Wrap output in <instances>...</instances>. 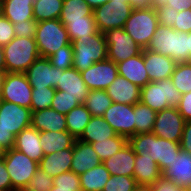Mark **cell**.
I'll use <instances>...</instances> for the list:
<instances>
[{
	"label": "cell",
	"instance_id": "obj_1",
	"mask_svg": "<svg viewBox=\"0 0 191 191\" xmlns=\"http://www.w3.org/2000/svg\"><path fill=\"white\" fill-rule=\"evenodd\" d=\"M128 144L136 155H148L163 171L180 150V143L162 139L153 132L136 134L128 138Z\"/></svg>",
	"mask_w": 191,
	"mask_h": 191
},
{
	"label": "cell",
	"instance_id": "obj_2",
	"mask_svg": "<svg viewBox=\"0 0 191 191\" xmlns=\"http://www.w3.org/2000/svg\"><path fill=\"white\" fill-rule=\"evenodd\" d=\"M147 50L171 57L178 62H191L188 33L175 31L171 27L158 25Z\"/></svg>",
	"mask_w": 191,
	"mask_h": 191
},
{
	"label": "cell",
	"instance_id": "obj_3",
	"mask_svg": "<svg viewBox=\"0 0 191 191\" xmlns=\"http://www.w3.org/2000/svg\"><path fill=\"white\" fill-rule=\"evenodd\" d=\"M73 47V68L82 72L94 63L107 59V43L104 33L80 37L71 42Z\"/></svg>",
	"mask_w": 191,
	"mask_h": 191
},
{
	"label": "cell",
	"instance_id": "obj_4",
	"mask_svg": "<svg viewBox=\"0 0 191 191\" xmlns=\"http://www.w3.org/2000/svg\"><path fill=\"white\" fill-rule=\"evenodd\" d=\"M2 48L6 72L10 73H25L40 57L34 38L15 37Z\"/></svg>",
	"mask_w": 191,
	"mask_h": 191
},
{
	"label": "cell",
	"instance_id": "obj_5",
	"mask_svg": "<svg viewBox=\"0 0 191 191\" xmlns=\"http://www.w3.org/2000/svg\"><path fill=\"white\" fill-rule=\"evenodd\" d=\"M40 57L48 58L60 47L71 43L68 32L59 19L37 22L34 37Z\"/></svg>",
	"mask_w": 191,
	"mask_h": 191
},
{
	"label": "cell",
	"instance_id": "obj_6",
	"mask_svg": "<svg viewBox=\"0 0 191 191\" xmlns=\"http://www.w3.org/2000/svg\"><path fill=\"white\" fill-rule=\"evenodd\" d=\"M181 96L171 79L148 82L141 88V102L156 113L170 107H177Z\"/></svg>",
	"mask_w": 191,
	"mask_h": 191
},
{
	"label": "cell",
	"instance_id": "obj_7",
	"mask_svg": "<svg viewBox=\"0 0 191 191\" xmlns=\"http://www.w3.org/2000/svg\"><path fill=\"white\" fill-rule=\"evenodd\" d=\"M158 27L155 9L147 7L133 9L123 26L125 32L142 48H147Z\"/></svg>",
	"mask_w": 191,
	"mask_h": 191
},
{
	"label": "cell",
	"instance_id": "obj_8",
	"mask_svg": "<svg viewBox=\"0 0 191 191\" xmlns=\"http://www.w3.org/2000/svg\"><path fill=\"white\" fill-rule=\"evenodd\" d=\"M0 155L4 158L12 187L16 191L26 188L29 181L37 172L39 163L15 148L8 149Z\"/></svg>",
	"mask_w": 191,
	"mask_h": 191
},
{
	"label": "cell",
	"instance_id": "obj_9",
	"mask_svg": "<svg viewBox=\"0 0 191 191\" xmlns=\"http://www.w3.org/2000/svg\"><path fill=\"white\" fill-rule=\"evenodd\" d=\"M129 0H110L93 10L98 31L105 33L110 29L122 28L132 13Z\"/></svg>",
	"mask_w": 191,
	"mask_h": 191
},
{
	"label": "cell",
	"instance_id": "obj_10",
	"mask_svg": "<svg viewBox=\"0 0 191 191\" xmlns=\"http://www.w3.org/2000/svg\"><path fill=\"white\" fill-rule=\"evenodd\" d=\"M107 43V59L120 63L138 55L142 48L122 28L110 29L104 33Z\"/></svg>",
	"mask_w": 191,
	"mask_h": 191
},
{
	"label": "cell",
	"instance_id": "obj_11",
	"mask_svg": "<svg viewBox=\"0 0 191 191\" xmlns=\"http://www.w3.org/2000/svg\"><path fill=\"white\" fill-rule=\"evenodd\" d=\"M32 87L25 73L6 72L2 84L0 100L30 108Z\"/></svg>",
	"mask_w": 191,
	"mask_h": 191
},
{
	"label": "cell",
	"instance_id": "obj_12",
	"mask_svg": "<svg viewBox=\"0 0 191 191\" xmlns=\"http://www.w3.org/2000/svg\"><path fill=\"white\" fill-rule=\"evenodd\" d=\"M185 122L177 107H170L156 113L152 132L159 138L180 143Z\"/></svg>",
	"mask_w": 191,
	"mask_h": 191
},
{
	"label": "cell",
	"instance_id": "obj_13",
	"mask_svg": "<svg viewBox=\"0 0 191 191\" xmlns=\"http://www.w3.org/2000/svg\"><path fill=\"white\" fill-rule=\"evenodd\" d=\"M31 118L30 108L0 100V130L10 131L16 136L21 130L31 126Z\"/></svg>",
	"mask_w": 191,
	"mask_h": 191
},
{
	"label": "cell",
	"instance_id": "obj_14",
	"mask_svg": "<svg viewBox=\"0 0 191 191\" xmlns=\"http://www.w3.org/2000/svg\"><path fill=\"white\" fill-rule=\"evenodd\" d=\"M103 118L117 135H122L127 139L135 135L134 105L112 103L105 111Z\"/></svg>",
	"mask_w": 191,
	"mask_h": 191
},
{
	"label": "cell",
	"instance_id": "obj_15",
	"mask_svg": "<svg viewBox=\"0 0 191 191\" xmlns=\"http://www.w3.org/2000/svg\"><path fill=\"white\" fill-rule=\"evenodd\" d=\"M81 75L89 90H105L118 77V68L116 63L106 59L94 63Z\"/></svg>",
	"mask_w": 191,
	"mask_h": 191
},
{
	"label": "cell",
	"instance_id": "obj_16",
	"mask_svg": "<svg viewBox=\"0 0 191 191\" xmlns=\"http://www.w3.org/2000/svg\"><path fill=\"white\" fill-rule=\"evenodd\" d=\"M63 70L51 65L48 58L39 57L26 71L25 75L32 88H55Z\"/></svg>",
	"mask_w": 191,
	"mask_h": 191
},
{
	"label": "cell",
	"instance_id": "obj_17",
	"mask_svg": "<svg viewBox=\"0 0 191 191\" xmlns=\"http://www.w3.org/2000/svg\"><path fill=\"white\" fill-rule=\"evenodd\" d=\"M144 65L151 82L170 79L177 62L171 57L144 49Z\"/></svg>",
	"mask_w": 191,
	"mask_h": 191
},
{
	"label": "cell",
	"instance_id": "obj_18",
	"mask_svg": "<svg viewBox=\"0 0 191 191\" xmlns=\"http://www.w3.org/2000/svg\"><path fill=\"white\" fill-rule=\"evenodd\" d=\"M162 176L182 188L191 189V154L181 149L162 171Z\"/></svg>",
	"mask_w": 191,
	"mask_h": 191
},
{
	"label": "cell",
	"instance_id": "obj_19",
	"mask_svg": "<svg viewBox=\"0 0 191 191\" xmlns=\"http://www.w3.org/2000/svg\"><path fill=\"white\" fill-rule=\"evenodd\" d=\"M101 163V159L90 143L75 139L70 171L76 175H81Z\"/></svg>",
	"mask_w": 191,
	"mask_h": 191
},
{
	"label": "cell",
	"instance_id": "obj_20",
	"mask_svg": "<svg viewBox=\"0 0 191 191\" xmlns=\"http://www.w3.org/2000/svg\"><path fill=\"white\" fill-rule=\"evenodd\" d=\"M105 91L113 103L135 105L141 101V88L120 75Z\"/></svg>",
	"mask_w": 191,
	"mask_h": 191
},
{
	"label": "cell",
	"instance_id": "obj_21",
	"mask_svg": "<svg viewBox=\"0 0 191 191\" xmlns=\"http://www.w3.org/2000/svg\"><path fill=\"white\" fill-rule=\"evenodd\" d=\"M56 90L66 91L71 97L77 98L80 104H84L89 89L82 79L81 72L75 68L63 70L60 74Z\"/></svg>",
	"mask_w": 191,
	"mask_h": 191
},
{
	"label": "cell",
	"instance_id": "obj_22",
	"mask_svg": "<svg viewBox=\"0 0 191 191\" xmlns=\"http://www.w3.org/2000/svg\"><path fill=\"white\" fill-rule=\"evenodd\" d=\"M117 68L118 75L123 76L140 88L151 82L144 65V49L138 55L117 63Z\"/></svg>",
	"mask_w": 191,
	"mask_h": 191
},
{
	"label": "cell",
	"instance_id": "obj_23",
	"mask_svg": "<svg viewBox=\"0 0 191 191\" xmlns=\"http://www.w3.org/2000/svg\"><path fill=\"white\" fill-rule=\"evenodd\" d=\"M13 148L24 153L37 163L44 157L40 143V132L32 126L21 130L16 135Z\"/></svg>",
	"mask_w": 191,
	"mask_h": 191
},
{
	"label": "cell",
	"instance_id": "obj_24",
	"mask_svg": "<svg viewBox=\"0 0 191 191\" xmlns=\"http://www.w3.org/2000/svg\"><path fill=\"white\" fill-rule=\"evenodd\" d=\"M136 154L128 142L102 163L111 175L133 176Z\"/></svg>",
	"mask_w": 191,
	"mask_h": 191
},
{
	"label": "cell",
	"instance_id": "obj_25",
	"mask_svg": "<svg viewBox=\"0 0 191 191\" xmlns=\"http://www.w3.org/2000/svg\"><path fill=\"white\" fill-rule=\"evenodd\" d=\"M31 126L39 132L68 131L65 115L52 108L32 112Z\"/></svg>",
	"mask_w": 191,
	"mask_h": 191
},
{
	"label": "cell",
	"instance_id": "obj_26",
	"mask_svg": "<svg viewBox=\"0 0 191 191\" xmlns=\"http://www.w3.org/2000/svg\"><path fill=\"white\" fill-rule=\"evenodd\" d=\"M73 148H66L58 152L44 155L39 167L52 178L70 171L72 165Z\"/></svg>",
	"mask_w": 191,
	"mask_h": 191
},
{
	"label": "cell",
	"instance_id": "obj_27",
	"mask_svg": "<svg viewBox=\"0 0 191 191\" xmlns=\"http://www.w3.org/2000/svg\"><path fill=\"white\" fill-rule=\"evenodd\" d=\"M162 176L158 164L148 155H136L133 177L137 184L152 185Z\"/></svg>",
	"mask_w": 191,
	"mask_h": 191
},
{
	"label": "cell",
	"instance_id": "obj_28",
	"mask_svg": "<svg viewBox=\"0 0 191 191\" xmlns=\"http://www.w3.org/2000/svg\"><path fill=\"white\" fill-rule=\"evenodd\" d=\"M115 135V131L103 117L92 116L78 139L91 144L112 138Z\"/></svg>",
	"mask_w": 191,
	"mask_h": 191
},
{
	"label": "cell",
	"instance_id": "obj_29",
	"mask_svg": "<svg viewBox=\"0 0 191 191\" xmlns=\"http://www.w3.org/2000/svg\"><path fill=\"white\" fill-rule=\"evenodd\" d=\"M75 139L68 131L40 132V143L44 155L58 152L66 148H73Z\"/></svg>",
	"mask_w": 191,
	"mask_h": 191
},
{
	"label": "cell",
	"instance_id": "obj_30",
	"mask_svg": "<svg viewBox=\"0 0 191 191\" xmlns=\"http://www.w3.org/2000/svg\"><path fill=\"white\" fill-rule=\"evenodd\" d=\"M35 0H3V15L13 24L34 20L33 4Z\"/></svg>",
	"mask_w": 191,
	"mask_h": 191
},
{
	"label": "cell",
	"instance_id": "obj_31",
	"mask_svg": "<svg viewBox=\"0 0 191 191\" xmlns=\"http://www.w3.org/2000/svg\"><path fill=\"white\" fill-rule=\"evenodd\" d=\"M110 177L111 174L101 163L79 175L81 191H102Z\"/></svg>",
	"mask_w": 191,
	"mask_h": 191
},
{
	"label": "cell",
	"instance_id": "obj_32",
	"mask_svg": "<svg viewBox=\"0 0 191 191\" xmlns=\"http://www.w3.org/2000/svg\"><path fill=\"white\" fill-rule=\"evenodd\" d=\"M65 117L68 132L74 138L78 139L92 116L86 106L84 104H80L68 112Z\"/></svg>",
	"mask_w": 191,
	"mask_h": 191
},
{
	"label": "cell",
	"instance_id": "obj_33",
	"mask_svg": "<svg viewBox=\"0 0 191 191\" xmlns=\"http://www.w3.org/2000/svg\"><path fill=\"white\" fill-rule=\"evenodd\" d=\"M61 22L68 32V36L71 42L80 37L93 35L98 32L93 13L90 16H85V20Z\"/></svg>",
	"mask_w": 191,
	"mask_h": 191
},
{
	"label": "cell",
	"instance_id": "obj_34",
	"mask_svg": "<svg viewBox=\"0 0 191 191\" xmlns=\"http://www.w3.org/2000/svg\"><path fill=\"white\" fill-rule=\"evenodd\" d=\"M63 8V0H35L33 16L36 22L59 19Z\"/></svg>",
	"mask_w": 191,
	"mask_h": 191
},
{
	"label": "cell",
	"instance_id": "obj_35",
	"mask_svg": "<svg viewBox=\"0 0 191 191\" xmlns=\"http://www.w3.org/2000/svg\"><path fill=\"white\" fill-rule=\"evenodd\" d=\"M92 13L93 9L85 2V0H63V8L59 20H85V16H90Z\"/></svg>",
	"mask_w": 191,
	"mask_h": 191
},
{
	"label": "cell",
	"instance_id": "obj_36",
	"mask_svg": "<svg viewBox=\"0 0 191 191\" xmlns=\"http://www.w3.org/2000/svg\"><path fill=\"white\" fill-rule=\"evenodd\" d=\"M135 135L152 132L156 112L141 101L134 105Z\"/></svg>",
	"mask_w": 191,
	"mask_h": 191
},
{
	"label": "cell",
	"instance_id": "obj_37",
	"mask_svg": "<svg viewBox=\"0 0 191 191\" xmlns=\"http://www.w3.org/2000/svg\"><path fill=\"white\" fill-rule=\"evenodd\" d=\"M112 99L105 90H89L84 105L91 116L103 117L105 111L112 105Z\"/></svg>",
	"mask_w": 191,
	"mask_h": 191
},
{
	"label": "cell",
	"instance_id": "obj_38",
	"mask_svg": "<svg viewBox=\"0 0 191 191\" xmlns=\"http://www.w3.org/2000/svg\"><path fill=\"white\" fill-rule=\"evenodd\" d=\"M127 142L128 139L126 137L116 134L112 138L99 142H93L91 145L103 162L105 159L117 153Z\"/></svg>",
	"mask_w": 191,
	"mask_h": 191
},
{
	"label": "cell",
	"instance_id": "obj_39",
	"mask_svg": "<svg viewBox=\"0 0 191 191\" xmlns=\"http://www.w3.org/2000/svg\"><path fill=\"white\" fill-rule=\"evenodd\" d=\"M170 79L181 94L191 92V62H178Z\"/></svg>",
	"mask_w": 191,
	"mask_h": 191
},
{
	"label": "cell",
	"instance_id": "obj_40",
	"mask_svg": "<svg viewBox=\"0 0 191 191\" xmlns=\"http://www.w3.org/2000/svg\"><path fill=\"white\" fill-rule=\"evenodd\" d=\"M56 89L51 87L32 88L31 112L51 108Z\"/></svg>",
	"mask_w": 191,
	"mask_h": 191
},
{
	"label": "cell",
	"instance_id": "obj_41",
	"mask_svg": "<svg viewBox=\"0 0 191 191\" xmlns=\"http://www.w3.org/2000/svg\"><path fill=\"white\" fill-rule=\"evenodd\" d=\"M52 66L65 70L73 67V47L72 44L60 47L53 55L48 57Z\"/></svg>",
	"mask_w": 191,
	"mask_h": 191
},
{
	"label": "cell",
	"instance_id": "obj_42",
	"mask_svg": "<svg viewBox=\"0 0 191 191\" xmlns=\"http://www.w3.org/2000/svg\"><path fill=\"white\" fill-rule=\"evenodd\" d=\"M80 105L77 98L71 97L66 91L56 90L54 98L52 99L51 108L58 113L66 115L73 108Z\"/></svg>",
	"mask_w": 191,
	"mask_h": 191
},
{
	"label": "cell",
	"instance_id": "obj_43",
	"mask_svg": "<svg viewBox=\"0 0 191 191\" xmlns=\"http://www.w3.org/2000/svg\"><path fill=\"white\" fill-rule=\"evenodd\" d=\"M136 185L133 176L111 175L102 191H133Z\"/></svg>",
	"mask_w": 191,
	"mask_h": 191
},
{
	"label": "cell",
	"instance_id": "obj_44",
	"mask_svg": "<svg viewBox=\"0 0 191 191\" xmlns=\"http://www.w3.org/2000/svg\"><path fill=\"white\" fill-rule=\"evenodd\" d=\"M54 186L53 178L49 176L44 170L40 167L37 168V172L29 181L26 189L32 191H50Z\"/></svg>",
	"mask_w": 191,
	"mask_h": 191
},
{
	"label": "cell",
	"instance_id": "obj_45",
	"mask_svg": "<svg viewBox=\"0 0 191 191\" xmlns=\"http://www.w3.org/2000/svg\"><path fill=\"white\" fill-rule=\"evenodd\" d=\"M54 186L65 189H81L79 175L72 171L62 173L53 178Z\"/></svg>",
	"mask_w": 191,
	"mask_h": 191
},
{
	"label": "cell",
	"instance_id": "obj_46",
	"mask_svg": "<svg viewBox=\"0 0 191 191\" xmlns=\"http://www.w3.org/2000/svg\"><path fill=\"white\" fill-rule=\"evenodd\" d=\"M37 22L35 20H26L13 24L15 37L34 38L36 33Z\"/></svg>",
	"mask_w": 191,
	"mask_h": 191
},
{
	"label": "cell",
	"instance_id": "obj_47",
	"mask_svg": "<svg viewBox=\"0 0 191 191\" xmlns=\"http://www.w3.org/2000/svg\"><path fill=\"white\" fill-rule=\"evenodd\" d=\"M157 14L158 25H163L166 27H174L177 10L170 8L168 6L160 7L155 9Z\"/></svg>",
	"mask_w": 191,
	"mask_h": 191
},
{
	"label": "cell",
	"instance_id": "obj_48",
	"mask_svg": "<svg viewBox=\"0 0 191 191\" xmlns=\"http://www.w3.org/2000/svg\"><path fill=\"white\" fill-rule=\"evenodd\" d=\"M14 33L13 23L3 14L0 15V46H6L13 38H15Z\"/></svg>",
	"mask_w": 191,
	"mask_h": 191
},
{
	"label": "cell",
	"instance_id": "obj_49",
	"mask_svg": "<svg viewBox=\"0 0 191 191\" xmlns=\"http://www.w3.org/2000/svg\"><path fill=\"white\" fill-rule=\"evenodd\" d=\"M173 29L178 32H191V9H186L176 13Z\"/></svg>",
	"mask_w": 191,
	"mask_h": 191
},
{
	"label": "cell",
	"instance_id": "obj_50",
	"mask_svg": "<svg viewBox=\"0 0 191 191\" xmlns=\"http://www.w3.org/2000/svg\"><path fill=\"white\" fill-rule=\"evenodd\" d=\"M182 187L161 176L154 184L151 185V191H180Z\"/></svg>",
	"mask_w": 191,
	"mask_h": 191
},
{
	"label": "cell",
	"instance_id": "obj_51",
	"mask_svg": "<svg viewBox=\"0 0 191 191\" xmlns=\"http://www.w3.org/2000/svg\"><path fill=\"white\" fill-rule=\"evenodd\" d=\"M177 110L185 121H191V92L182 94Z\"/></svg>",
	"mask_w": 191,
	"mask_h": 191
},
{
	"label": "cell",
	"instance_id": "obj_52",
	"mask_svg": "<svg viewBox=\"0 0 191 191\" xmlns=\"http://www.w3.org/2000/svg\"><path fill=\"white\" fill-rule=\"evenodd\" d=\"M0 190L16 191L11 184L9 173L7 172L4 158L0 155Z\"/></svg>",
	"mask_w": 191,
	"mask_h": 191
},
{
	"label": "cell",
	"instance_id": "obj_53",
	"mask_svg": "<svg viewBox=\"0 0 191 191\" xmlns=\"http://www.w3.org/2000/svg\"><path fill=\"white\" fill-rule=\"evenodd\" d=\"M15 135L10 131L0 130V153L7 151L14 147Z\"/></svg>",
	"mask_w": 191,
	"mask_h": 191
},
{
	"label": "cell",
	"instance_id": "obj_54",
	"mask_svg": "<svg viewBox=\"0 0 191 191\" xmlns=\"http://www.w3.org/2000/svg\"><path fill=\"white\" fill-rule=\"evenodd\" d=\"M180 147L183 151L191 154V121L185 122Z\"/></svg>",
	"mask_w": 191,
	"mask_h": 191
},
{
	"label": "cell",
	"instance_id": "obj_55",
	"mask_svg": "<svg viewBox=\"0 0 191 191\" xmlns=\"http://www.w3.org/2000/svg\"><path fill=\"white\" fill-rule=\"evenodd\" d=\"M166 6L180 12L186 9H191V0H168Z\"/></svg>",
	"mask_w": 191,
	"mask_h": 191
},
{
	"label": "cell",
	"instance_id": "obj_56",
	"mask_svg": "<svg viewBox=\"0 0 191 191\" xmlns=\"http://www.w3.org/2000/svg\"><path fill=\"white\" fill-rule=\"evenodd\" d=\"M133 9L147 8L150 5V0H129Z\"/></svg>",
	"mask_w": 191,
	"mask_h": 191
},
{
	"label": "cell",
	"instance_id": "obj_57",
	"mask_svg": "<svg viewBox=\"0 0 191 191\" xmlns=\"http://www.w3.org/2000/svg\"><path fill=\"white\" fill-rule=\"evenodd\" d=\"M110 0H85V2L94 10L95 8L105 5Z\"/></svg>",
	"mask_w": 191,
	"mask_h": 191
},
{
	"label": "cell",
	"instance_id": "obj_58",
	"mask_svg": "<svg viewBox=\"0 0 191 191\" xmlns=\"http://www.w3.org/2000/svg\"><path fill=\"white\" fill-rule=\"evenodd\" d=\"M168 4V0H150V8L156 9L160 7H164Z\"/></svg>",
	"mask_w": 191,
	"mask_h": 191
},
{
	"label": "cell",
	"instance_id": "obj_59",
	"mask_svg": "<svg viewBox=\"0 0 191 191\" xmlns=\"http://www.w3.org/2000/svg\"><path fill=\"white\" fill-rule=\"evenodd\" d=\"M0 72H6L3 48L0 46Z\"/></svg>",
	"mask_w": 191,
	"mask_h": 191
},
{
	"label": "cell",
	"instance_id": "obj_60",
	"mask_svg": "<svg viewBox=\"0 0 191 191\" xmlns=\"http://www.w3.org/2000/svg\"><path fill=\"white\" fill-rule=\"evenodd\" d=\"M133 191H151V185L137 184Z\"/></svg>",
	"mask_w": 191,
	"mask_h": 191
},
{
	"label": "cell",
	"instance_id": "obj_61",
	"mask_svg": "<svg viewBox=\"0 0 191 191\" xmlns=\"http://www.w3.org/2000/svg\"><path fill=\"white\" fill-rule=\"evenodd\" d=\"M50 191H81V189H65L53 186V188Z\"/></svg>",
	"mask_w": 191,
	"mask_h": 191
},
{
	"label": "cell",
	"instance_id": "obj_62",
	"mask_svg": "<svg viewBox=\"0 0 191 191\" xmlns=\"http://www.w3.org/2000/svg\"><path fill=\"white\" fill-rule=\"evenodd\" d=\"M5 74L6 72H0V95H1V89H2V84L4 81Z\"/></svg>",
	"mask_w": 191,
	"mask_h": 191
},
{
	"label": "cell",
	"instance_id": "obj_63",
	"mask_svg": "<svg viewBox=\"0 0 191 191\" xmlns=\"http://www.w3.org/2000/svg\"><path fill=\"white\" fill-rule=\"evenodd\" d=\"M188 44H189V50H190V56H191V32L188 33Z\"/></svg>",
	"mask_w": 191,
	"mask_h": 191
},
{
	"label": "cell",
	"instance_id": "obj_64",
	"mask_svg": "<svg viewBox=\"0 0 191 191\" xmlns=\"http://www.w3.org/2000/svg\"><path fill=\"white\" fill-rule=\"evenodd\" d=\"M3 13V0H0V15Z\"/></svg>",
	"mask_w": 191,
	"mask_h": 191
},
{
	"label": "cell",
	"instance_id": "obj_65",
	"mask_svg": "<svg viewBox=\"0 0 191 191\" xmlns=\"http://www.w3.org/2000/svg\"><path fill=\"white\" fill-rule=\"evenodd\" d=\"M180 191H191V189H188V188H182Z\"/></svg>",
	"mask_w": 191,
	"mask_h": 191
},
{
	"label": "cell",
	"instance_id": "obj_66",
	"mask_svg": "<svg viewBox=\"0 0 191 191\" xmlns=\"http://www.w3.org/2000/svg\"><path fill=\"white\" fill-rule=\"evenodd\" d=\"M18 191H32V190H29V189H26V188H23V189H20Z\"/></svg>",
	"mask_w": 191,
	"mask_h": 191
}]
</instances>
